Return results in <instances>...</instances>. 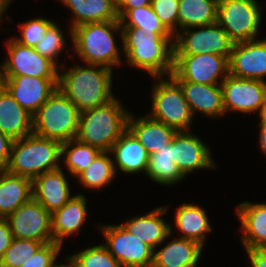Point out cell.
I'll use <instances>...</instances> for the list:
<instances>
[{"label":"cell","mask_w":266,"mask_h":267,"mask_svg":"<svg viewBox=\"0 0 266 267\" xmlns=\"http://www.w3.org/2000/svg\"><path fill=\"white\" fill-rule=\"evenodd\" d=\"M0 84L30 114L34 115L58 86V78L0 76Z\"/></svg>","instance_id":"9a60e30c"},{"label":"cell","mask_w":266,"mask_h":267,"mask_svg":"<svg viewBox=\"0 0 266 267\" xmlns=\"http://www.w3.org/2000/svg\"><path fill=\"white\" fill-rule=\"evenodd\" d=\"M32 198V179L0 170V218H7Z\"/></svg>","instance_id":"4316f807"},{"label":"cell","mask_w":266,"mask_h":267,"mask_svg":"<svg viewBox=\"0 0 266 267\" xmlns=\"http://www.w3.org/2000/svg\"><path fill=\"white\" fill-rule=\"evenodd\" d=\"M74 14L72 28L87 23L119 20L115 0H60Z\"/></svg>","instance_id":"83f0119b"},{"label":"cell","mask_w":266,"mask_h":267,"mask_svg":"<svg viewBox=\"0 0 266 267\" xmlns=\"http://www.w3.org/2000/svg\"><path fill=\"white\" fill-rule=\"evenodd\" d=\"M0 131L11 140L33 133V115L0 84Z\"/></svg>","instance_id":"d6986e66"},{"label":"cell","mask_w":266,"mask_h":267,"mask_svg":"<svg viewBox=\"0 0 266 267\" xmlns=\"http://www.w3.org/2000/svg\"><path fill=\"white\" fill-rule=\"evenodd\" d=\"M53 24L54 22L49 19L47 20V18L29 19L22 25L19 24L21 28V37H13V39L22 45L35 47Z\"/></svg>","instance_id":"74e56055"},{"label":"cell","mask_w":266,"mask_h":267,"mask_svg":"<svg viewBox=\"0 0 266 267\" xmlns=\"http://www.w3.org/2000/svg\"><path fill=\"white\" fill-rule=\"evenodd\" d=\"M6 44L8 58L1 65L0 76L58 78V67L34 47L22 45L13 38Z\"/></svg>","instance_id":"7c38bea8"},{"label":"cell","mask_w":266,"mask_h":267,"mask_svg":"<svg viewBox=\"0 0 266 267\" xmlns=\"http://www.w3.org/2000/svg\"><path fill=\"white\" fill-rule=\"evenodd\" d=\"M59 168L32 179V198L49 213L57 211L74 196H70L69 183Z\"/></svg>","instance_id":"ac0fdd59"},{"label":"cell","mask_w":266,"mask_h":267,"mask_svg":"<svg viewBox=\"0 0 266 267\" xmlns=\"http://www.w3.org/2000/svg\"><path fill=\"white\" fill-rule=\"evenodd\" d=\"M252 267H266V248L245 249Z\"/></svg>","instance_id":"7bdbcfd3"},{"label":"cell","mask_w":266,"mask_h":267,"mask_svg":"<svg viewBox=\"0 0 266 267\" xmlns=\"http://www.w3.org/2000/svg\"><path fill=\"white\" fill-rule=\"evenodd\" d=\"M13 238L53 242L51 213L38 201L31 198L7 218Z\"/></svg>","instance_id":"5bb4252c"},{"label":"cell","mask_w":266,"mask_h":267,"mask_svg":"<svg viewBox=\"0 0 266 267\" xmlns=\"http://www.w3.org/2000/svg\"><path fill=\"white\" fill-rule=\"evenodd\" d=\"M107 151H101L92 163L76 178L85 188L100 189L114 179L116 170L114 162Z\"/></svg>","instance_id":"1f68e13d"},{"label":"cell","mask_w":266,"mask_h":267,"mask_svg":"<svg viewBox=\"0 0 266 267\" xmlns=\"http://www.w3.org/2000/svg\"><path fill=\"white\" fill-rule=\"evenodd\" d=\"M70 147L72 149H69ZM100 152L97 147L83 144L77 139L61 145V159H63L68 172L75 178L92 163Z\"/></svg>","instance_id":"d6a6232c"},{"label":"cell","mask_w":266,"mask_h":267,"mask_svg":"<svg viewBox=\"0 0 266 267\" xmlns=\"http://www.w3.org/2000/svg\"><path fill=\"white\" fill-rule=\"evenodd\" d=\"M223 107L225 112L239 111L259 116L266 105V82L243 79L230 74L221 82Z\"/></svg>","instance_id":"4fadbf2b"},{"label":"cell","mask_w":266,"mask_h":267,"mask_svg":"<svg viewBox=\"0 0 266 267\" xmlns=\"http://www.w3.org/2000/svg\"><path fill=\"white\" fill-rule=\"evenodd\" d=\"M122 47L129 66L150 73L152 77L170 76L174 69V36L138 27H121Z\"/></svg>","instance_id":"6da1fadb"},{"label":"cell","mask_w":266,"mask_h":267,"mask_svg":"<svg viewBox=\"0 0 266 267\" xmlns=\"http://www.w3.org/2000/svg\"><path fill=\"white\" fill-rule=\"evenodd\" d=\"M203 247L189 239L174 238L161 250H154L151 267H196Z\"/></svg>","instance_id":"484cf974"},{"label":"cell","mask_w":266,"mask_h":267,"mask_svg":"<svg viewBox=\"0 0 266 267\" xmlns=\"http://www.w3.org/2000/svg\"><path fill=\"white\" fill-rule=\"evenodd\" d=\"M64 38L61 28L54 23L34 48L39 54L47 57L59 68L56 58L64 49L66 44Z\"/></svg>","instance_id":"8d00e7d4"},{"label":"cell","mask_w":266,"mask_h":267,"mask_svg":"<svg viewBox=\"0 0 266 267\" xmlns=\"http://www.w3.org/2000/svg\"><path fill=\"white\" fill-rule=\"evenodd\" d=\"M146 174L162 185L176 184L185 177L173 160V138L165 147L149 154Z\"/></svg>","instance_id":"4dcf8cb0"},{"label":"cell","mask_w":266,"mask_h":267,"mask_svg":"<svg viewBox=\"0 0 266 267\" xmlns=\"http://www.w3.org/2000/svg\"><path fill=\"white\" fill-rule=\"evenodd\" d=\"M13 235L9 222L6 218H0V260L3 258L6 249L10 246Z\"/></svg>","instance_id":"60d3db41"},{"label":"cell","mask_w":266,"mask_h":267,"mask_svg":"<svg viewBox=\"0 0 266 267\" xmlns=\"http://www.w3.org/2000/svg\"><path fill=\"white\" fill-rule=\"evenodd\" d=\"M245 249L266 248V203L242 202L237 207Z\"/></svg>","instance_id":"7402d4cb"},{"label":"cell","mask_w":266,"mask_h":267,"mask_svg":"<svg viewBox=\"0 0 266 267\" xmlns=\"http://www.w3.org/2000/svg\"><path fill=\"white\" fill-rule=\"evenodd\" d=\"M86 197L76 194L64 206L51 214L53 242L63 244L65 237L78 234L86 220Z\"/></svg>","instance_id":"603a6c76"},{"label":"cell","mask_w":266,"mask_h":267,"mask_svg":"<svg viewBox=\"0 0 266 267\" xmlns=\"http://www.w3.org/2000/svg\"><path fill=\"white\" fill-rule=\"evenodd\" d=\"M67 259L65 267H123L102 244L88 247Z\"/></svg>","instance_id":"e575fe53"},{"label":"cell","mask_w":266,"mask_h":267,"mask_svg":"<svg viewBox=\"0 0 266 267\" xmlns=\"http://www.w3.org/2000/svg\"><path fill=\"white\" fill-rule=\"evenodd\" d=\"M121 27H138L153 32H169L161 23L151 5L135 9H116Z\"/></svg>","instance_id":"836d02e7"},{"label":"cell","mask_w":266,"mask_h":267,"mask_svg":"<svg viewBox=\"0 0 266 267\" xmlns=\"http://www.w3.org/2000/svg\"><path fill=\"white\" fill-rule=\"evenodd\" d=\"M218 0H179L178 26L182 29L217 22Z\"/></svg>","instance_id":"f546056e"},{"label":"cell","mask_w":266,"mask_h":267,"mask_svg":"<svg viewBox=\"0 0 266 267\" xmlns=\"http://www.w3.org/2000/svg\"><path fill=\"white\" fill-rule=\"evenodd\" d=\"M80 111L57 88L33 115V134L62 143L76 139Z\"/></svg>","instance_id":"8992f818"},{"label":"cell","mask_w":266,"mask_h":267,"mask_svg":"<svg viewBox=\"0 0 266 267\" xmlns=\"http://www.w3.org/2000/svg\"><path fill=\"white\" fill-rule=\"evenodd\" d=\"M183 90L185 99L190 106L191 112L199 111L207 117L221 116L225 114L221 83L207 85L189 81H177Z\"/></svg>","instance_id":"44dd1931"},{"label":"cell","mask_w":266,"mask_h":267,"mask_svg":"<svg viewBox=\"0 0 266 267\" xmlns=\"http://www.w3.org/2000/svg\"><path fill=\"white\" fill-rule=\"evenodd\" d=\"M10 3L11 0H0V21L2 19L1 18L2 15L5 13L6 9H8L7 7L9 6Z\"/></svg>","instance_id":"bcb514c9"},{"label":"cell","mask_w":266,"mask_h":267,"mask_svg":"<svg viewBox=\"0 0 266 267\" xmlns=\"http://www.w3.org/2000/svg\"><path fill=\"white\" fill-rule=\"evenodd\" d=\"M13 140L0 131V170L7 167Z\"/></svg>","instance_id":"b9f144b4"},{"label":"cell","mask_w":266,"mask_h":267,"mask_svg":"<svg viewBox=\"0 0 266 267\" xmlns=\"http://www.w3.org/2000/svg\"><path fill=\"white\" fill-rule=\"evenodd\" d=\"M113 162L117 169L124 173L133 174L144 171L146 173L149 154L138 139L127 128L112 146Z\"/></svg>","instance_id":"d4e9b609"},{"label":"cell","mask_w":266,"mask_h":267,"mask_svg":"<svg viewBox=\"0 0 266 267\" xmlns=\"http://www.w3.org/2000/svg\"><path fill=\"white\" fill-rule=\"evenodd\" d=\"M158 82L152 91V112L150 117L178 131H190L193 114L179 83L170 75L154 77Z\"/></svg>","instance_id":"52a82bcc"},{"label":"cell","mask_w":266,"mask_h":267,"mask_svg":"<svg viewBox=\"0 0 266 267\" xmlns=\"http://www.w3.org/2000/svg\"><path fill=\"white\" fill-rule=\"evenodd\" d=\"M129 112L117 98L108 103L80 112L76 139L100 151L110 152L114 143L127 129Z\"/></svg>","instance_id":"3957f363"},{"label":"cell","mask_w":266,"mask_h":267,"mask_svg":"<svg viewBox=\"0 0 266 267\" xmlns=\"http://www.w3.org/2000/svg\"><path fill=\"white\" fill-rule=\"evenodd\" d=\"M260 127V148L262 152L266 155V125L261 121L259 122Z\"/></svg>","instance_id":"f6af8a7d"},{"label":"cell","mask_w":266,"mask_h":267,"mask_svg":"<svg viewBox=\"0 0 266 267\" xmlns=\"http://www.w3.org/2000/svg\"><path fill=\"white\" fill-rule=\"evenodd\" d=\"M116 9H135L151 5V0H115Z\"/></svg>","instance_id":"ee69618b"},{"label":"cell","mask_w":266,"mask_h":267,"mask_svg":"<svg viewBox=\"0 0 266 267\" xmlns=\"http://www.w3.org/2000/svg\"><path fill=\"white\" fill-rule=\"evenodd\" d=\"M227 56L204 53L198 55L174 54V69L171 76L176 81H189L207 85L220 83L229 74Z\"/></svg>","instance_id":"30bf717a"},{"label":"cell","mask_w":266,"mask_h":267,"mask_svg":"<svg viewBox=\"0 0 266 267\" xmlns=\"http://www.w3.org/2000/svg\"><path fill=\"white\" fill-rule=\"evenodd\" d=\"M70 67L61 73L58 68L57 88L78 108L80 112L102 106L112 99V70L99 65ZM61 73V74H60Z\"/></svg>","instance_id":"7a4b0ae2"},{"label":"cell","mask_w":266,"mask_h":267,"mask_svg":"<svg viewBox=\"0 0 266 267\" xmlns=\"http://www.w3.org/2000/svg\"><path fill=\"white\" fill-rule=\"evenodd\" d=\"M127 128L138 139L148 154H153L169 144L176 134V130L157 121L147 114L134 120L132 114L127 119Z\"/></svg>","instance_id":"cb8c5ba5"},{"label":"cell","mask_w":266,"mask_h":267,"mask_svg":"<svg viewBox=\"0 0 266 267\" xmlns=\"http://www.w3.org/2000/svg\"><path fill=\"white\" fill-rule=\"evenodd\" d=\"M228 66L229 74L234 77L265 82L266 39L234 43Z\"/></svg>","instance_id":"2e32d148"},{"label":"cell","mask_w":266,"mask_h":267,"mask_svg":"<svg viewBox=\"0 0 266 267\" xmlns=\"http://www.w3.org/2000/svg\"><path fill=\"white\" fill-rule=\"evenodd\" d=\"M166 211L167 207H157L150 213L128 219L121 225L155 250L157 245L171 237L173 232L172 226L162 217Z\"/></svg>","instance_id":"ffe728a7"},{"label":"cell","mask_w":266,"mask_h":267,"mask_svg":"<svg viewBox=\"0 0 266 267\" xmlns=\"http://www.w3.org/2000/svg\"><path fill=\"white\" fill-rule=\"evenodd\" d=\"M108 252L123 267H151L154 249L120 225L101 226Z\"/></svg>","instance_id":"8fae6325"},{"label":"cell","mask_w":266,"mask_h":267,"mask_svg":"<svg viewBox=\"0 0 266 267\" xmlns=\"http://www.w3.org/2000/svg\"><path fill=\"white\" fill-rule=\"evenodd\" d=\"M151 7L163 26L174 36L178 30L176 27L178 26L179 0H151Z\"/></svg>","instance_id":"f35d334b"},{"label":"cell","mask_w":266,"mask_h":267,"mask_svg":"<svg viewBox=\"0 0 266 267\" xmlns=\"http://www.w3.org/2000/svg\"><path fill=\"white\" fill-rule=\"evenodd\" d=\"M117 31L122 38L120 20L87 23L72 28L71 38L76 54L86 65H99L112 70L122 63L113 37V32L115 34Z\"/></svg>","instance_id":"277c9868"},{"label":"cell","mask_w":266,"mask_h":267,"mask_svg":"<svg viewBox=\"0 0 266 267\" xmlns=\"http://www.w3.org/2000/svg\"><path fill=\"white\" fill-rule=\"evenodd\" d=\"M257 0H218L217 23L236 43L255 40L261 23Z\"/></svg>","instance_id":"ba28073f"},{"label":"cell","mask_w":266,"mask_h":267,"mask_svg":"<svg viewBox=\"0 0 266 267\" xmlns=\"http://www.w3.org/2000/svg\"><path fill=\"white\" fill-rule=\"evenodd\" d=\"M209 148L189 131H178L173 136V160L186 177L197 169L215 168Z\"/></svg>","instance_id":"e0dca14e"},{"label":"cell","mask_w":266,"mask_h":267,"mask_svg":"<svg viewBox=\"0 0 266 267\" xmlns=\"http://www.w3.org/2000/svg\"><path fill=\"white\" fill-rule=\"evenodd\" d=\"M62 245L56 242L43 244L35 254L19 267H65V264H56L55 261Z\"/></svg>","instance_id":"ab89813d"},{"label":"cell","mask_w":266,"mask_h":267,"mask_svg":"<svg viewBox=\"0 0 266 267\" xmlns=\"http://www.w3.org/2000/svg\"><path fill=\"white\" fill-rule=\"evenodd\" d=\"M43 245L40 241L13 238L0 260V267H19Z\"/></svg>","instance_id":"d590c367"},{"label":"cell","mask_w":266,"mask_h":267,"mask_svg":"<svg viewBox=\"0 0 266 267\" xmlns=\"http://www.w3.org/2000/svg\"><path fill=\"white\" fill-rule=\"evenodd\" d=\"M174 216L176 227L184 234L181 238L198 242L203 246L206 233H210L212 229L205 210L191 203H183Z\"/></svg>","instance_id":"f1b7e54d"},{"label":"cell","mask_w":266,"mask_h":267,"mask_svg":"<svg viewBox=\"0 0 266 267\" xmlns=\"http://www.w3.org/2000/svg\"><path fill=\"white\" fill-rule=\"evenodd\" d=\"M61 143L35 134L14 140L5 170L30 179L60 167Z\"/></svg>","instance_id":"5b68a950"},{"label":"cell","mask_w":266,"mask_h":267,"mask_svg":"<svg viewBox=\"0 0 266 267\" xmlns=\"http://www.w3.org/2000/svg\"><path fill=\"white\" fill-rule=\"evenodd\" d=\"M194 28L200 30L187 28L174 35V54L212 53L230 57L235 42L217 22L208 26L192 27Z\"/></svg>","instance_id":"9c48e42d"},{"label":"cell","mask_w":266,"mask_h":267,"mask_svg":"<svg viewBox=\"0 0 266 267\" xmlns=\"http://www.w3.org/2000/svg\"><path fill=\"white\" fill-rule=\"evenodd\" d=\"M260 121L266 125V105L265 108L262 110V113L260 114Z\"/></svg>","instance_id":"7dc6e473"}]
</instances>
